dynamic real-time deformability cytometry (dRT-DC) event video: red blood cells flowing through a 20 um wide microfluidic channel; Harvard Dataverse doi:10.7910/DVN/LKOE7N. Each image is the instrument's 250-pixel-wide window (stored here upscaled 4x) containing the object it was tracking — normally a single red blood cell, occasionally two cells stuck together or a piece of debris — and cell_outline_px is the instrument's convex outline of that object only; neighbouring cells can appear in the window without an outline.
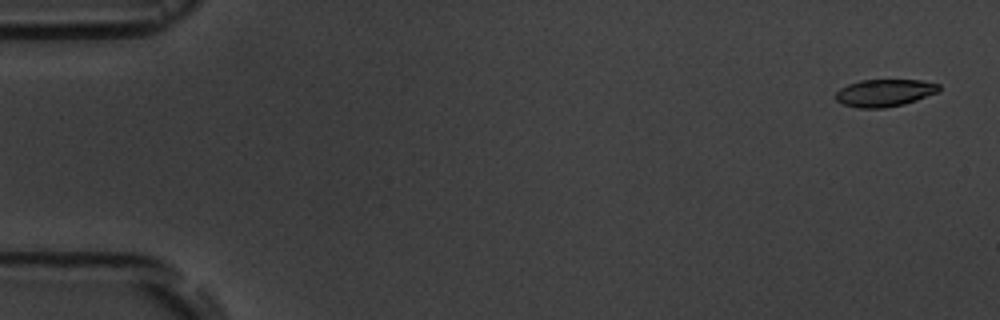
{"species": "common noctule bat (a hibernating species)", "species_latin": "Nyctalus noctula", "temperature_condition": "room temperature", "stored_images_in_passage": 3, "camera_frame_rate_fps": 3000, "um_per_image_px": 0.085, "animal": {"sex": "male", "body_mass_g": 19.5, "forearm_length_mm": 54.6}, "frame": {"image": 1, "passage_image": 1, "time_ms": 0.0, "image_size_px": [1000, 320], "cell_outline_px": [[940, 92], [904, 104], [884, 108], [856, 108], [840, 104], [836, 100], [836, 92], [840, 88], [848, 84], [860, 80], [920, 80], [940, 84]], "centroid_in_image_um": [75.18, 7.9], "position_along_channel_um": 9.8, "area_um2": 16.65}}